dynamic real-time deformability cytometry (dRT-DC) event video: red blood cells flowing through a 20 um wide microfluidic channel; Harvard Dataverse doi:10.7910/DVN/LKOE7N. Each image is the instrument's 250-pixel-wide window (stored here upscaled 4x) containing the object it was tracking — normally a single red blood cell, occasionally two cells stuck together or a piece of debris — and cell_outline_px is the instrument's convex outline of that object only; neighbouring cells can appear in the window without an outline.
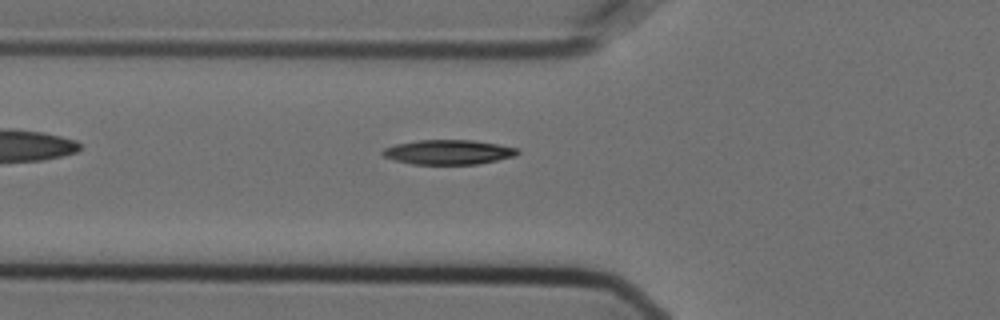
{"species": "Egyptian fruit bat (a non-hibernating species)", "species_latin": "Rousettus aegyptiacus", "temperature_condition": "cold", "stored_images_in_passage": 36, "camera_frame_rate_fps": 3000, "um_per_image_px": 0.085, "animal": {"sex": "female"}, "frame": {"image": 1, "passage_image": 2, "time_ms": 0.333, "image_size_px": [1000, 320], "cell_outline_px": [[520, 152], [516, 156], [476, 164], [412, 164], [396, 160], [384, 156], [380, 152], [384, 148], [396, 144], [420, 140], [472, 140], [496, 144], [516, 148]], "centroid_in_image_um": [38.1, 12.93], "position_along_channel_um": 87.7, "area_um2": 19.13}}
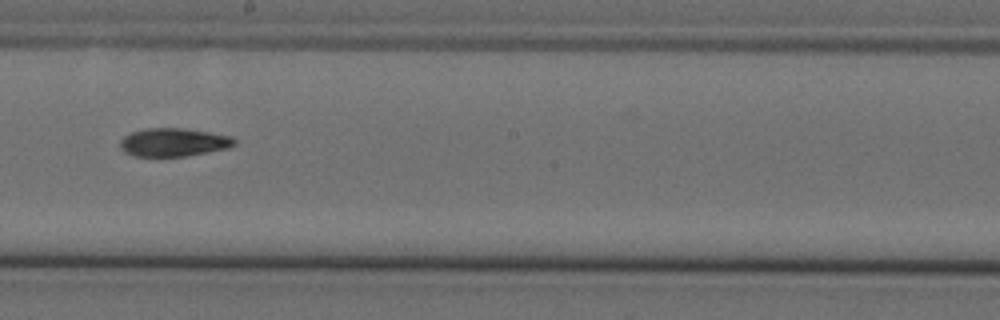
{"frame": {"image": 2, "passage_image": 14, "time_ms": 4.333, "image_size_px": [1000, 320], "cell_outline_px": [[236, 144], [228, 148], [188, 156], [132, 156], [124, 152], [120, 148], [120, 140], [124, 136], [132, 132], [144, 128], [184, 128], [232, 136], [236, 140]], "centroid_in_image_um": [14.74, 12.09], "position_along_channel_um": 233.5, "area_um2": 18.96}}
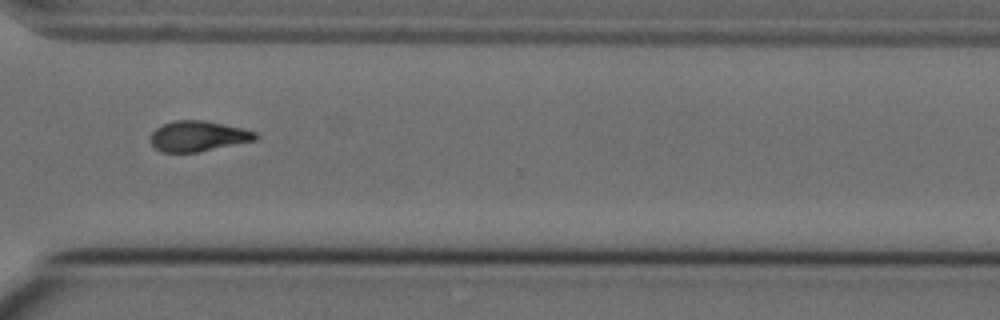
{"frame": {"image": 3, "passage_image": 24, "time_ms": 7.667, "image_size_px": [1000, 320], "cell_outline_px": [[256, 140], [196, 152], [160, 152], [152, 144], [152, 132], [156, 128], [164, 124], [176, 120], [204, 120], [244, 128], [256, 132]], "centroid_in_image_um": [16.85, 11.56], "position_along_channel_um": 353.8, "area_um2": 18.38}}